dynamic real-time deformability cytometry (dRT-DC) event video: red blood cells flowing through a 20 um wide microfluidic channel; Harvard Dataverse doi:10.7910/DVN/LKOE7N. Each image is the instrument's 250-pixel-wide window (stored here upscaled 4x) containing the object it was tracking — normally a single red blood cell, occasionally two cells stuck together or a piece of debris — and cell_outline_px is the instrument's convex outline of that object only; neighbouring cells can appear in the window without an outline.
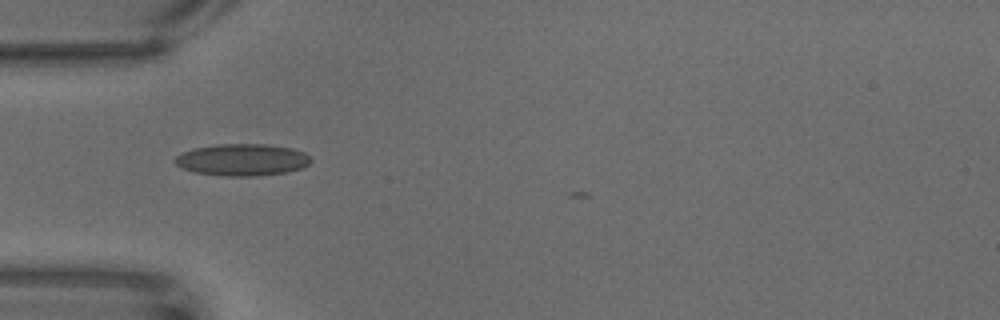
{"species": "common noctule bat (a hibernating species)", "species_latin": "Nyctalus noctula", "temperature_condition": "warm", "stored_images_in_passage": 39, "camera_frame_rate_fps": 3000, "um_per_image_px": 0.085, "animal": {"sex": "male", "body_mass_g": 18.8}, "frame": {"image": 1, "passage_image": 1, "time_ms": 0.0, "image_size_px": [1000, 320], "cell_outline_px": [[312, 160], [304, 168], [288, 172], [256, 176], [224, 176], [196, 172], [184, 168], [176, 164], [172, 160], [176, 156], [192, 148], [216, 144], [268, 144], [292, 148], [304, 152]], "centroid_in_image_um": [20.61, 13.58], "position_along_channel_um": 64.4, "area_um2": 25.37}}
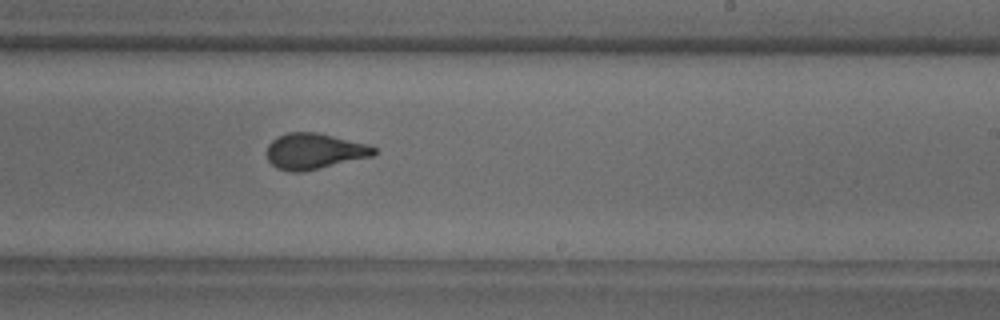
{"frame": {"image": 2, "passage_image": 20, "time_ms": 6.333, "image_size_px": [1000, 320], "cell_outline_px": [[376, 152], [372, 156], [304, 172], [292, 172], [276, 168], [268, 160], [268, 144], [276, 136], [288, 132], [316, 132], [368, 144], [376, 148]], "centroid_in_image_um": [26.7, 12.85], "position_along_channel_um": 262.3, "area_um2": 22.37}}
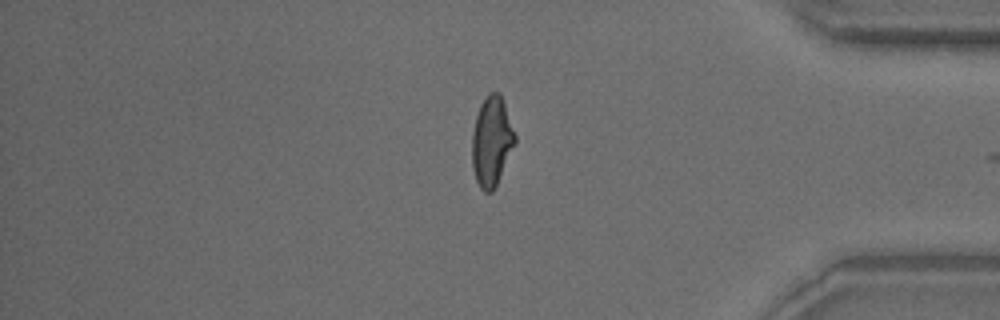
{"frame": {"image": 3, "passage_image": 35, "time_ms": 11.333, "image_size_px": [1000, 320], "cell_outline_px": [[516, 144], [492, 192], [484, 192], [480, 188], [476, 180], [472, 168], [472, 132], [476, 116], [480, 104], [488, 92], [500, 92], [516, 136]], "centroid_in_image_um": [41.78, 12.0], "position_along_channel_um": 393.4, "area_um2": 22.48}}